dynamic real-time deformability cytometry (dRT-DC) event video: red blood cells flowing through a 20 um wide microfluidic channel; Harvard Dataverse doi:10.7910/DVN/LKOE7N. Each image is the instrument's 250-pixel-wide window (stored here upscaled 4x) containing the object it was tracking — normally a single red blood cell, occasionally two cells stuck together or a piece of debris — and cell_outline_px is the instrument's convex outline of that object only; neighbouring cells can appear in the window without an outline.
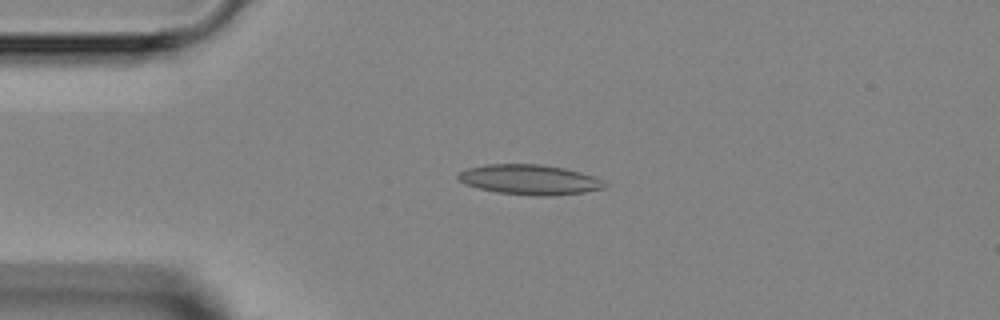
{"species": "Egyptian fruit bat (a non-hibernating species)", "species_latin": "Rousettus aegyptiacus", "temperature_condition": "room temperature", "stored_images_in_passage": 3, "camera_frame_rate_fps": 3000, "um_per_image_px": 0.085, "animal": {"sex": "female"}, "frame": {"image": 1, "passage_image": 2, "time_ms": 1.333, "image_size_px": [1000, 320], "cell_outline_px": [[608, 184], [604, 188], [584, 192], [552, 196], [536, 196], [496, 192], [476, 188], [464, 184], [456, 176], [456, 172], [468, 168], [484, 164], [540, 164], [564, 168], [580, 172], [604, 180]], "centroid_in_image_um": [44.98, 15.27], "position_along_channel_um": 40.0, "area_um2": 25.89}}